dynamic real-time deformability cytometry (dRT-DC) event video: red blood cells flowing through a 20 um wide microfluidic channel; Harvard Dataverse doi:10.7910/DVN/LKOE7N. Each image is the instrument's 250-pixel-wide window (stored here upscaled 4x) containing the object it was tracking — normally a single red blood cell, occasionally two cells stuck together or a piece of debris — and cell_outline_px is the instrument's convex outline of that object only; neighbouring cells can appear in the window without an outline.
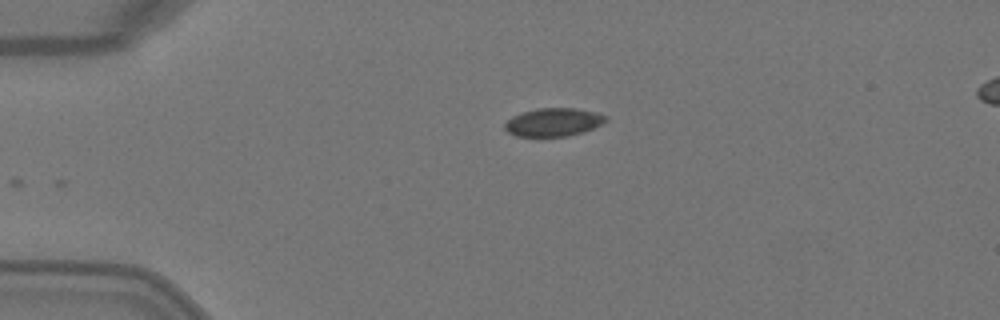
{"species": "Egyptian fruit bat (a non-hibernating species)", "species_latin": "Rousettus aegyptiacus", "temperature_condition": "warm", "stored_images_in_passage": 3, "camera_frame_rate_fps": 3000, "um_per_image_px": 0.085, "animal": {"sex": "female"}, "frame": {"image": 1, "passage_image": 3, "time_ms": 0.667, "image_size_px": [1000, 320], "cell_outline_px": [[608, 120], [584, 132], [568, 136], [516, 136], [508, 132], [504, 128], [504, 124], [512, 116], [520, 112], [536, 108], [576, 108], [596, 112], [608, 116]], "centroid_in_image_um": [47.04, 10.37], "position_along_channel_um": 38.0, "area_um2": 16.7}}